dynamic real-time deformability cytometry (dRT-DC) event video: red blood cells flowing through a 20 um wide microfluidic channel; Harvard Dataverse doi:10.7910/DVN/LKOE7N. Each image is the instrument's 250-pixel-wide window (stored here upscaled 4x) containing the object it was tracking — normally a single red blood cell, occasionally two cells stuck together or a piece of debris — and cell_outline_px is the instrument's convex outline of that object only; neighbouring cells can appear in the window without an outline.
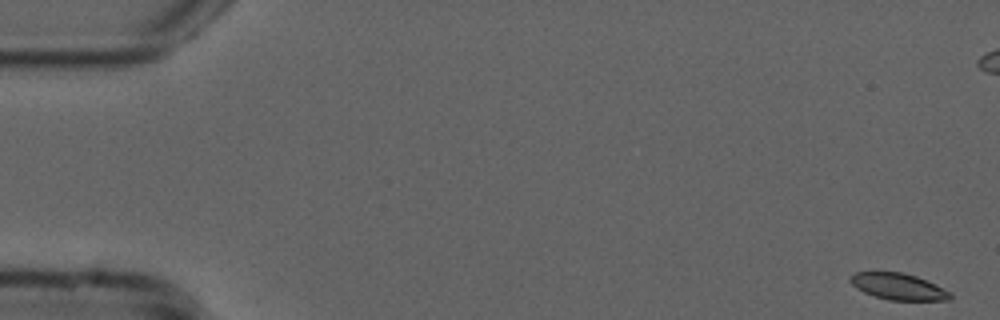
{"species": "common noctule bat (a hibernating species)", "species_latin": "Nyctalus noctula", "temperature_condition": "cold", "stored_images_in_passage": 55, "camera_frame_rate_fps": 3000, "um_per_image_px": 0.085, "animal": {"sex": "male", "forearm_length_mm": 52.5}, "frame": {"image": 1, "passage_image": 1, "time_ms": 0.0, "image_size_px": [1000, 320], "cell_outline_px": [[952, 300], [888, 300], [864, 292], [856, 288], [848, 280], [848, 276], [856, 272], [904, 272], [916, 276], [936, 284], [952, 292]], "centroid_in_image_um": [76.37, 24.35], "position_along_channel_um": 8.6, "area_um2": 15.55}}
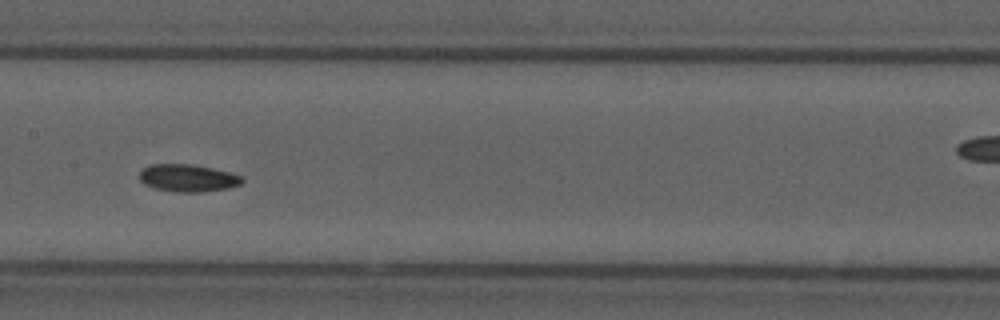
{"frame": {"image": 2, "passage_image": 27, "time_ms": 8.667, "image_size_px": [1000, 320], "cell_outline_px": [[244, 180], [240, 184], [228, 188], [200, 192], [176, 192], [156, 188], [144, 184], [140, 180], [140, 172], [148, 164], [192, 164], [212, 168], [244, 176]], "centroid_in_image_um": [15.98, 15.12], "position_along_channel_um": 191.4, "area_um2": 16.36}}
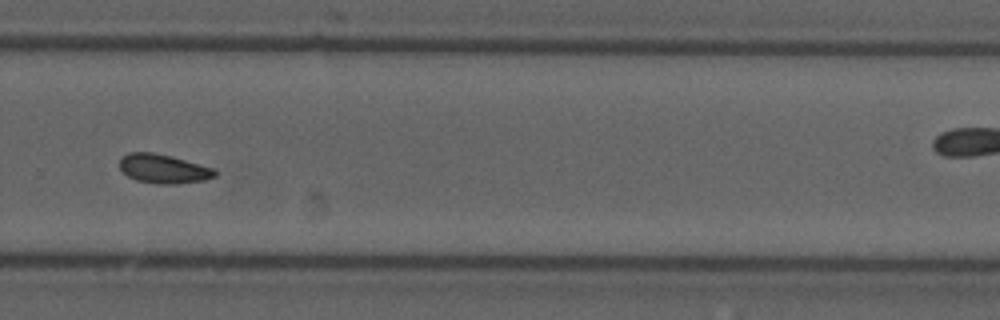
{"frame": {"image": 3, "passage_image": 37, "time_ms": 12.0, "image_size_px": [1000, 320], "cell_outline_px": [[220, 172], [216, 176], [204, 180], [176, 184], [156, 184], [136, 180], [128, 176], [120, 168], [120, 156], [128, 152], [152, 152], [172, 156], [216, 168]], "centroid_in_image_um": [13.93, 14.34], "position_along_channel_um": 315.9, "area_um2": 16.47}, "authors_computed_cell_mechanics": {"area_um2": 16.0684, "velocity_mm_per_s": 3.7525, "shape_relaxation_time_tau1_ms": 5.4793, "shape_relaxation_time_tau2_ms": 5.7853, "deformation_change_tau1": 0.0973, "deformation_change_tau2": 0.1031}}